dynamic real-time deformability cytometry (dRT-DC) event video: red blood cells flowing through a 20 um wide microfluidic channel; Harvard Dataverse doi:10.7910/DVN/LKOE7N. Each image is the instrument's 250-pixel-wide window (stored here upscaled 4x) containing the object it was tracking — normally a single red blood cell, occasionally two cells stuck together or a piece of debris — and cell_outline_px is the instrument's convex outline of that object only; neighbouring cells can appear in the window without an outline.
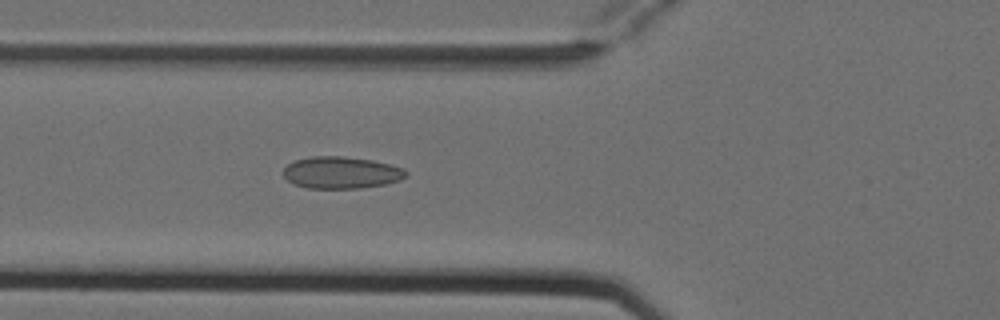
{"species": "Egyptian fruit bat (a non-hibernating species)", "species_latin": "Rousettus aegyptiacus", "temperature_condition": "cold", "stored_images_in_passage": 4, "camera_frame_rate_fps": 3000, "um_per_image_px": 0.085, "animal": {"sex": "female"}, "frame": {"image": 1, "passage_image": 4, "time_ms": 1.0, "image_size_px": [1000, 320], "cell_outline_px": [[408, 176], [400, 180], [384, 184], [360, 188], [308, 188], [296, 184], [288, 180], [284, 176], [284, 168], [288, 164], [296, 160], [312, 156], [344, 156], [372, 160], [392, 164], [404, 168], [408, 172]], "centroid_in_image_um": [29.06, 14.66], "position_along_channel_um": 96.7, "area_um2": 22.83}}